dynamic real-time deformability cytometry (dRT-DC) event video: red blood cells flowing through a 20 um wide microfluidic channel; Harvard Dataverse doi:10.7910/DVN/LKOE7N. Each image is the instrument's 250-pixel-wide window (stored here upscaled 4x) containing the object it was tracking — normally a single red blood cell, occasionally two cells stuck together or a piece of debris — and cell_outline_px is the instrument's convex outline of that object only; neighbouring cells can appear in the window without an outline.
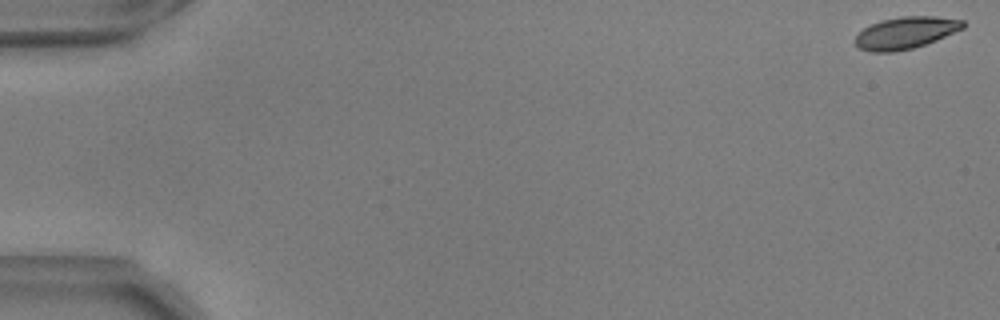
{"species": "common noctule bat (a hibernating species)", "species_latin": "Nyctalus noctula", "temperature_condition": "warm", "stored_images_in_passage": 56, "camera_frame_rate_fps": 3000, "um_per_image_px": 0.085, "animal": {"sex": "male", "body_mass_g": 17.9, "forearm_length_mm": 54.2}, "frame": {"image": 1, "passage_image": 1, "time_ms": 0.0, "image_size_px": [1000, 320], "cell_outline_px": [[964, 28], [936, 40], [912, 48], [892, 52], [872, 52], [860, 48], [856, 44], [856, 36], [864, 28], [880, 20], [900, 16], [936, 16], [964, 20]], "centroid_in_image_um": [76.99, 2.77], "position_along_channel_um": 8.0, "area_um2": 19.88}}
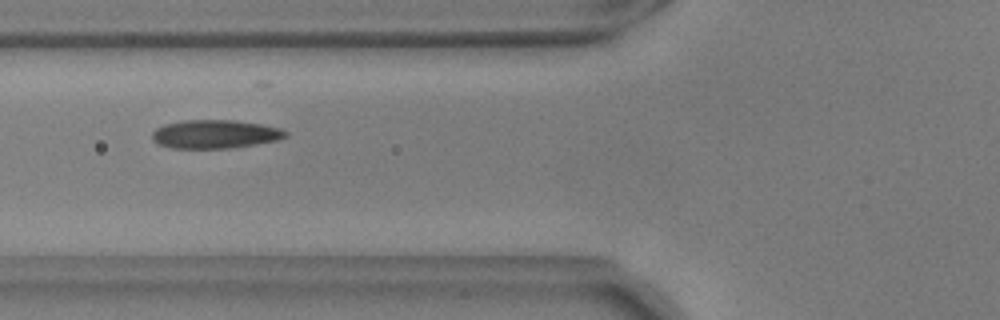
{"frame": {"image": 2, "passage_image": 22, "time_ms": 7.0, "image_size_px": [1000, 320], "cell_outline_px": [[288, 136], [276, 140], [256, 144], [232, 148], [172, 148], [160, 144], [152, 140], [152, 132], [156, 128], [164, 124], [184, 120], [232, 120], [260, 124], [280, 128], [288, 132]], "centroid_in_image_um": [18.27, 11.4], "position_along_channel_um": 107.5, "area_um2": 22.14}}
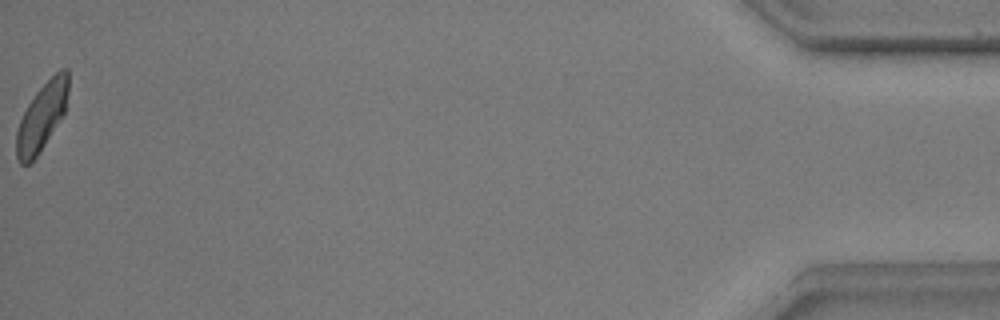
{"frame": {"image": 3, "passage_image": 56, "time_ms": 18.333, "image_size_px": [1000, 320], "cell_outline_px": [[68, 92], [64, 112], [44, 144], [36, 156], [28, 164], [20, 164], [16, 156], [16, 132], [20, 120], [28, 104], [36, 92], [60, 68], [68, 68]], "centroid_in_image_um": [3.54, 9.9], "position_along_channel_um": 431.7, "area_um2": 19.88}, "authors_computed_cell_mechanics": {"area_um2": 21.4727, "velocity_mm_per_s": 3.6664, "shape_relaxation_time_tau1_ms": 3.1982, "shape_relaxation_time_tau2_ms": 1.6088, "deformation_change_tau1": 0.1198, "deformation_change_tau2": 0.0614}}